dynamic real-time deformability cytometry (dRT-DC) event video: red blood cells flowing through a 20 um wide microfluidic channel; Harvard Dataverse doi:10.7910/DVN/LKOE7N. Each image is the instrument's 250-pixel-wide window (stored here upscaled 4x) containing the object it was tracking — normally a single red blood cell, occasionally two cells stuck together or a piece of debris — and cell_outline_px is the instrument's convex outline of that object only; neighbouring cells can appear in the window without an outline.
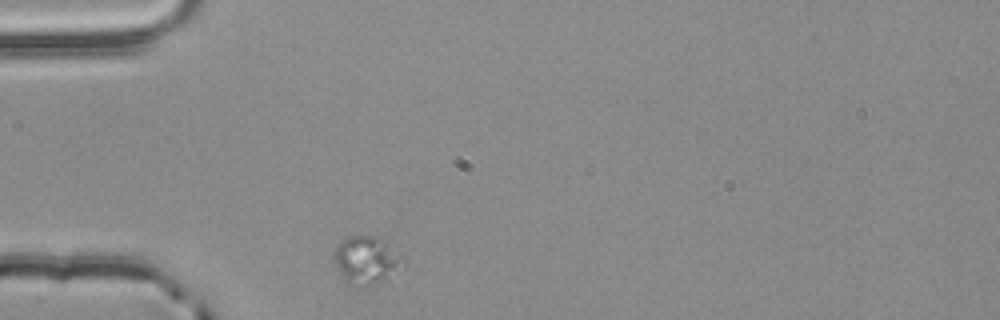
{"species": "common noctule bat (a hibernating species)", "species_latin": "Nyctalus noctula", "temperature_condition": "room temperature", "stored_images_in_passage": 1, "camera_frame_rate_fps": 3000, "um_per_image_px": 0.085, "animal": {"sex": "male", "body_mass_g": 20.4}, "frame": {"image": 1, "passage_image": 1, "time_ms": 0.0, "image_size_px": [1000, 320], "cell_outline_px": [[404, 268], [384, 280], [360, 288], [348, 284], [344, 280], [336, 268], [332, 256], [332, 252], [340, 240], [348, 236], [376, 236], [404, 256]], "centroid_in_image_um": [31.12, 22.13], "position_along_channel_um": 53.9, "area_um2": 19.71}}